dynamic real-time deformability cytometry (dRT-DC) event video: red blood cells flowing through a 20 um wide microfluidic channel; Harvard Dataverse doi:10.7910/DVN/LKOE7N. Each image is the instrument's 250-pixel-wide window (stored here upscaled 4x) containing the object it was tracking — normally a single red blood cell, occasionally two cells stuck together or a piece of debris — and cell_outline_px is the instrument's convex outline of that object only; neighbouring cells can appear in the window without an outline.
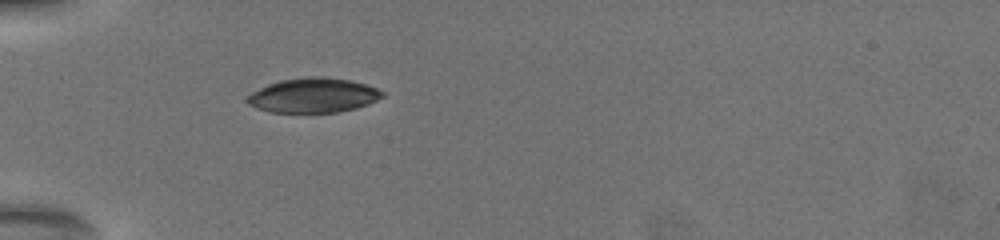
{"species": "common noctule bat (a hibernating species)", "species_latin": "Nyctalus noctula", "temperature_condition": "warm", "stored_images_in_passage": 58, "camera_frame_rate_fps": 3000, "um_per_image_px": 0.085, "animal": {"sex": "female", "body_mass_g": 19.5, "forearm_length_mm": 54.1}, "frame": {"image": 1, "passage_image": 1, "time_ms": 0.0, "image_size_px": [1000, 240], "cell_outline_px": [[384, 96], [368, 104], [356, 108], [340, 112], [272, 112], [256, 108], [248, 104], [244, 100], [252, 92], [268, 84], [280, 80], [312, 76], [324, 76], [348, 80], [364, 84], [376, 88], [384, 92]], "centroid_in_image_um": [26.61, 8.1], "position_along_channel_um": 58.4, "area_um2": 27.17}}
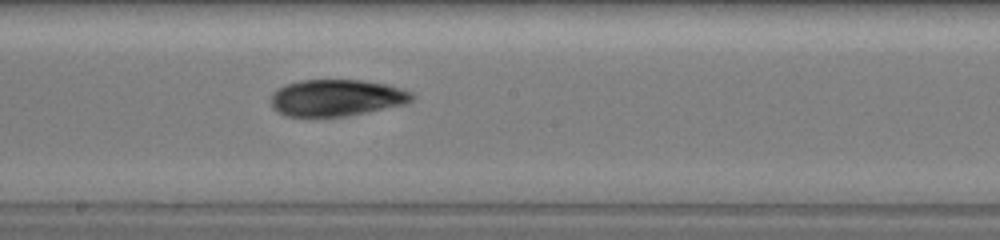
{"frame": {"image": 2, "passage_image": 22, "time_ms": 4.667, "image_size_px": [1000, 240], "cell_outline_px": [[416, 96], [408, 104], [344, 116], [288, 116], [272, 108], [272, 92], [276, 88], [300, 80], [360, 80], [384, 84], [400, 88], [412, 92]], "centroid_in_image_um": [28.63, 8.3], "position_along_channel_um": 219.6, "area_um2": 30.0}}
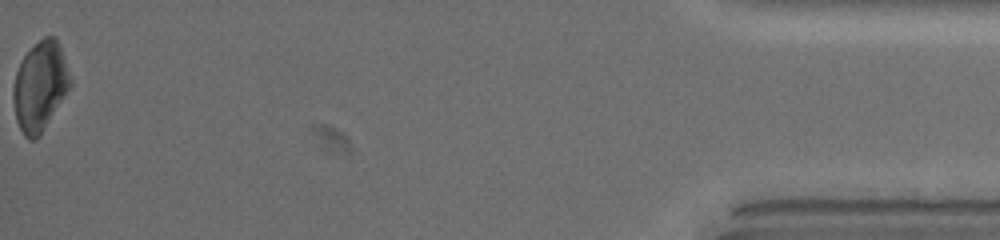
{"frame": {"image": 3, "passage_image": 58, "time_ms": 12.667, "image_size_px": [1000, 240], "cell_outline_px": [[72, 84], [40, 136], [36, 140], [28, 140], [24, 136], [16, 120], [12, 96], [12, 92], [16, 72], [24, 56], [44, 36], [56, 36], [72, 80]], "centroid_in_image_um": [3.4, 7.36], "position_along_channel_um": 431.8, "area_um2": 29.48}, "authors_computed_cell_mechanics": {"area_um2": 29.7092, "velocity_mm_per_s": 3.7255, "shape_relaxation_time_tau1_ms": 4.7117, "shape_relaxation_time_tau2_ms": 5.2874, "deformation_change_tau1": 0.1192, "deformation_change_tau2": 0.1206}}